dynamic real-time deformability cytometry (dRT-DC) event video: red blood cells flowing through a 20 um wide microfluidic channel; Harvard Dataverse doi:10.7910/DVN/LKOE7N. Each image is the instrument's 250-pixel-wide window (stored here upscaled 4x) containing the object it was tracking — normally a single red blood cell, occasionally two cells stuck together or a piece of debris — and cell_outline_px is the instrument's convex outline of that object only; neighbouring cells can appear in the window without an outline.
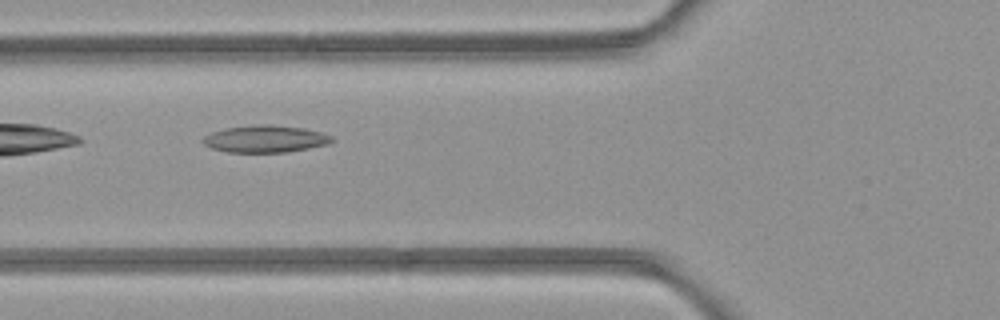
{"species": "common noctule bat (a hibernating species)", "species_latin": "Nyctalus noctula", "temperature_condition": "room temperature", "stored_images_in_passage": 3, "camera_frame_rate_fps": 3000, "um_per_image_px": 0.085, "animal": {"sex": "female", "body_mass_g": 21.9}, "frame": {"image": 1, "passage_image": 3, "time_ms": 2.0, "image_size_px": [1000, 320], "cell_outline_px": [[336, 140], [328, 144], [308, 148], [284, 152], [228, 152], [212, 148], [204, 144], [200, 140], [204, 136], [212, 132], [228, 128], [260, 124], [272, 124], [304, 128], [320, 132], [332, 136]], "centroid_in_image_um": [22.56, 11.8], "position_along_channel_um": 103.2, "area_um2": 20.29}}